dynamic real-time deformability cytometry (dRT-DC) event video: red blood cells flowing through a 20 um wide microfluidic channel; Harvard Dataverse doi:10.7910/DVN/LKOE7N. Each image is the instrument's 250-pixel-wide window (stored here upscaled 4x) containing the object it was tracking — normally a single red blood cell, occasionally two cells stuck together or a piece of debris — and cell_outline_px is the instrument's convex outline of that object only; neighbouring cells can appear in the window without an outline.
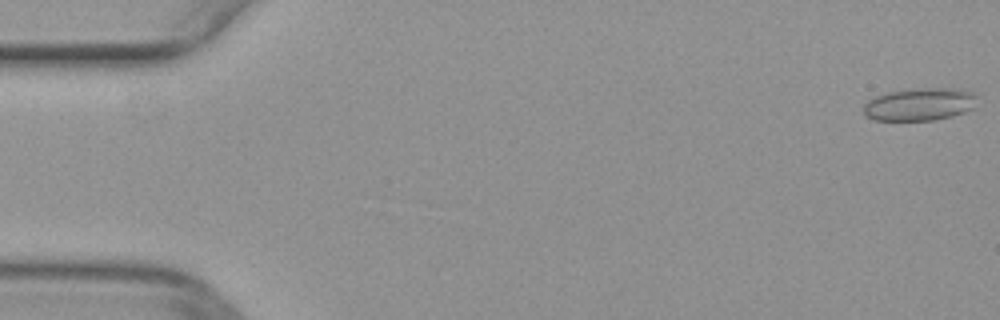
{"species": "common noctule bat (a hibernating species)", "species_latin": "Nyctalus noctula", "temperature_condition": "warm", "stored_images_in_passage": 12, "camera_frame_rate_fps": 3000, "um_per_image_px": 0.085, "animal": {"sex": "female", "body_mass_g": 29.2, "forearm_length_mm": 56.3}, "frame": {"image": 1, "passage_image": 1, "time_ms": 0.0, "image_size_px": [1000, 320], "cell_outline_px": [[976, 96], [972, 108], [964, 112], [952, 116], [932, 120], [876, 120], [864, 116], [864, 104], [868, 100], [876, 96], [888, 92], [916, 88], [956, 88], [972, 92]], "centroid_in_image_um": [78.14, 8.86], "position_along_channel_um": 6.9, "area_um2": 21.5}}